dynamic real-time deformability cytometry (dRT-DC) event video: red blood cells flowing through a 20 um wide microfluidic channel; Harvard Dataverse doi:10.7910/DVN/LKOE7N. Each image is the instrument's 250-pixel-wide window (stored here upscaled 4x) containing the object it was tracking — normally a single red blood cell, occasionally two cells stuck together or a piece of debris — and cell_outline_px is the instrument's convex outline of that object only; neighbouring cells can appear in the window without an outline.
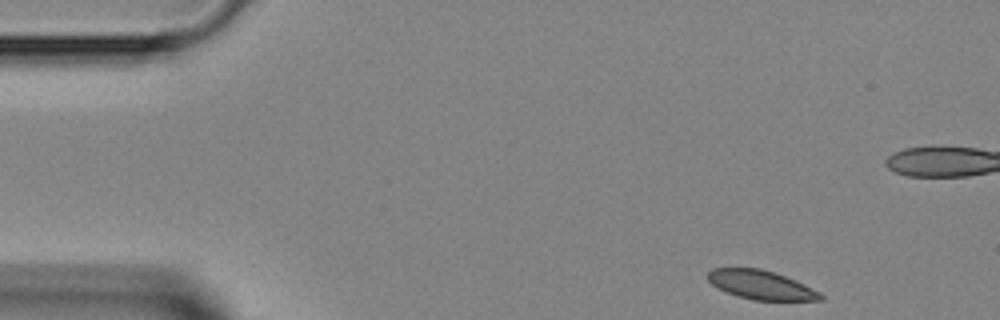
{"species": "Egyptian fruit bat (a non-hibernating species)", "species_latin": "Rousettus aegyptiacus", "temperature_condition": "room temperature", "stored_images_in_passage": 42, "camera_frame_rate_fps": 3000, "um_per_image_px": 0.085, "animal": {"sex": "female"}, "frame": {"image": 1, "passage_image": 1, "time_ms": 0.0, "image_size_px": [1000, 320], "cell_outline_px": [[824, 300], [752, 300], [736, 296], [712, 284], [708, 280], [708, 272], [712, 268], [760, 268], [796, 280], [820, 292], [824, 296]], "centroid_in_image_um": [64.7, 24.22], "position_along_channel_um": 20.3, "area_um2": 18.84}}
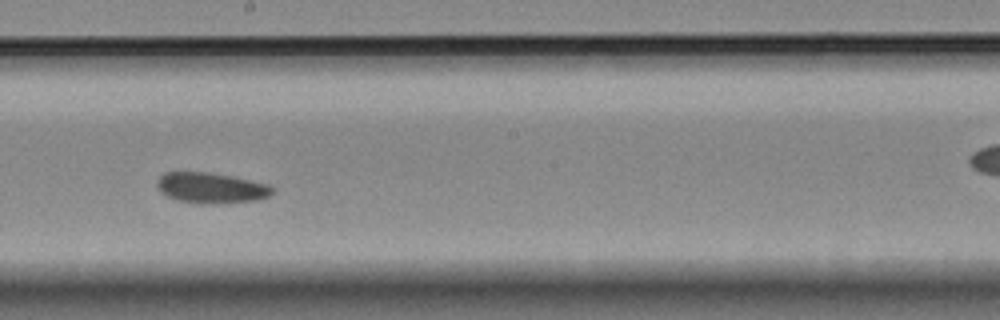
{"frame": {"image": 2, "passage_image": 21, "time_ms": 6.667, "image_size_px": [1000, 320], "cell_outline_px": [[272, 192], [268, 196], [256, 200], [216, 204], [200, 204], [180, 200], [168, 196], [160, 192], [156, 184], [156, 180], [164, 172], [208, 172], [232, 176], [268, 184], [272, 188]], "centroid_in_image_um": [17.91, 15.97], "position_along_channel_um": 230.3, "area_um2": 20.52}}
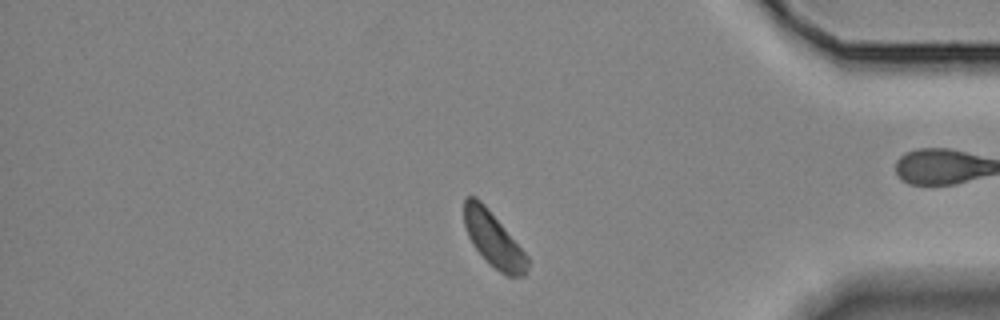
{"frame": {"image": 3, "passage_image": 34, "time_ms": 11.0, "image_size_px": [1000, 320], "cell_outline_px": [[528, 268], [524, 276], [508, 276], [500, 272], [472, 244], [468, 236], [464, 224], [464, 200], [468, 196], [476, 196], [488, 208], [528, 256]], "centroid_in_image_um": [41.94, 20.33], "position_along_channel_um": 393.3, "area_um2": 19.77}}